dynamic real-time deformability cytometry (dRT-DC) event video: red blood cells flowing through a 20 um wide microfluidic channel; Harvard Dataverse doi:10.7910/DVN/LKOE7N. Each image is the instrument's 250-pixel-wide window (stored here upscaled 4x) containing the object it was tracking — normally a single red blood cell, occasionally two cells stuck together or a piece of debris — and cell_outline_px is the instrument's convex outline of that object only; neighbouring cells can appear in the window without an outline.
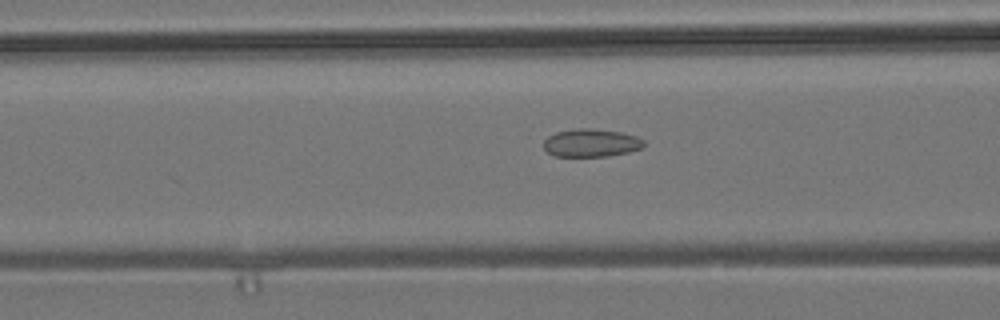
{"species": "common noctule bat (a hibernating species)", "species_latin": "Nyctalus noctula", "temperature_condition": "room temperature", "stored_images_in_passage": 32, "camera_frame_rate_fps": 3000, "um_per_image_px": 0.085, "animal": {"sex": "male", "body_mass_g": 19.2, "forearm_length_mm": 51.8}, "frame": {"image": 1, "passage_image": 11, "time_ms": 3.333, "image_size_px": [1000, 320], "cell_outline_px": [[644, 144], [640, 148], [628, 152], [608, 156], [552, 156], [544, 148], [544, 140], [548, 136], [556, 132], [576, 128], [592, 128], [620, 132], [636, 136], [644, 140]], "centroid_in_image_um": [50.22, 12.14], "position_along_channel_um": 116.4, "area_um2": 16.3}}
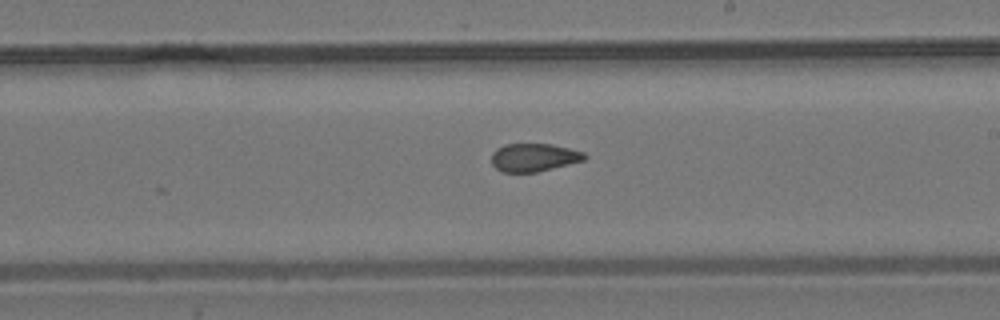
{"frame": {"image": 2, "passage_image": 21, "time_ms": 6.667, "image_size_px": [1000, 320], "cell_outline_px": [[588, 156], [584, 160], [536, 172], [504, 172], [496, 168], [492, 164], [492, 152], [496, 148], [504, 144], [552, 144], [584, 152]], "centroid_in_image_um": [45.36, 13.37], "position_along_channel_um": 243.6, "area_um2": 15.14}}
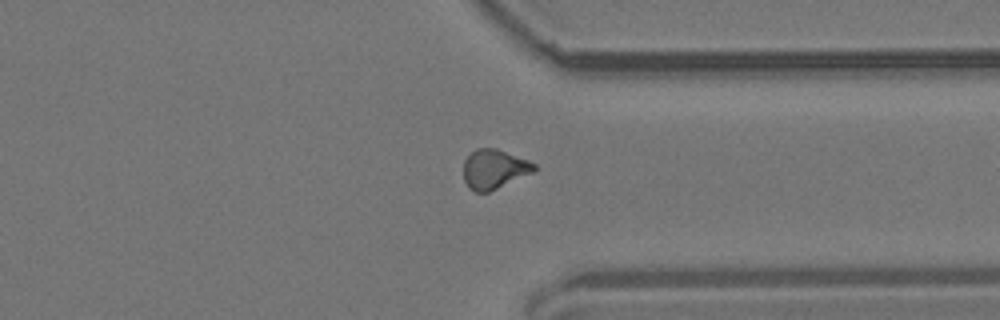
{"frame": {"image": 3, "passage_image": 31, "time_ms": 10.0, "image_size_px": [1000, 320], "cell_outline_px": [[536, 168], [532, 172], [488, 192], [476, 192], [468, 188], [464, 180], [464, 160], [476, 148], [496, 148], [528, 160], [536, 164]], "centroid_in_image_um": [41.98, 14.37], "position_along_channel_um": 369.4, "area_um2": 16.01}}